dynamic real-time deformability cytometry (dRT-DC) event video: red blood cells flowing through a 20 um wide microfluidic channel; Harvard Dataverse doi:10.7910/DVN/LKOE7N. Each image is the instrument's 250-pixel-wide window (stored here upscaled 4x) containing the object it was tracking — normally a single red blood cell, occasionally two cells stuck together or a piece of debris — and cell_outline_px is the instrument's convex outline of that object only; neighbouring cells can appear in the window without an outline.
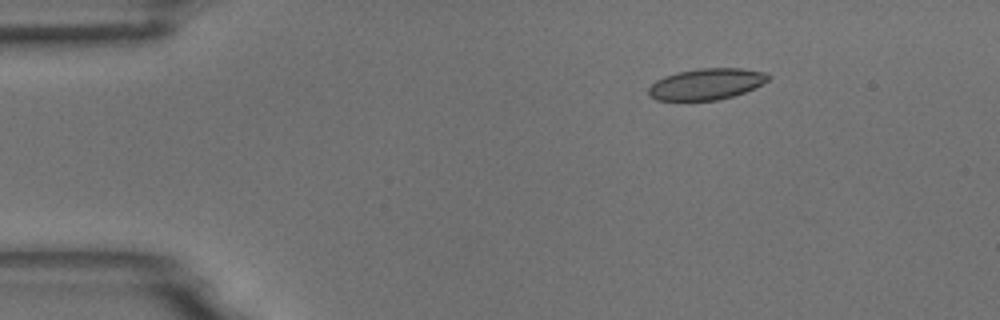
{"species": "common noctule bat (a hibernating species)", "species_latin": "Nyctalus noctula", "temperature_condition": "room temperature", "stored_images_in_passage": 6, "camera_frame_rate_fps": 3000, "um_per_image_px": 0.085, "animal": {"sex": "male", "body_mass_g": 18.8}, "frame": {"image": 1, "passage_image": 3, "time_ms": 0.667, "image_size_px": [1000, 320], "cell_outline_px": [[772, 76], [768, 80], [744, 92], [732, 96], [716, 100], [656, 100], [648, 96], [648, 88], [656, 80], [664, 76], [676, 72], [700, 68], [740, 68], [764, 72]], "centroid_in_image_um": [60.0, 7.14], "position_along_channel_um": 25.0, "area_um2": 21.68}}